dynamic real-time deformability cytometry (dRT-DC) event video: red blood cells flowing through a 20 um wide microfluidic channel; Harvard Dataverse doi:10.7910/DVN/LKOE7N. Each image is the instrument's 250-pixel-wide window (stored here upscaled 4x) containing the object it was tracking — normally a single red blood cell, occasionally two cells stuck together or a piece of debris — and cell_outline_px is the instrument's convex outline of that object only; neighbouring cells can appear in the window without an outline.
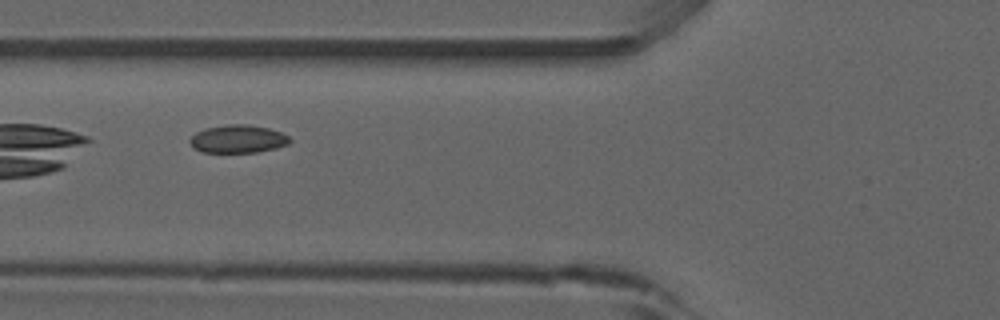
{"species": "common noctule bat (a hibernating species)", "species_latin": "Nyctalus noctula", "temperature_condition": "room temperature", "stored_images_in_passage": 7, "camera_frame_rate_fps": 3000, "um_per_image_px": 0.085, "animal": {"sex": "male", "forearm_length_mm": 52.5}, "frame": {"image": 1, "passage_image": 5, "time_ms": 4.667, "image_size_px": [1000, 320], "cell_outline_px": [[292, 140], [288, 144], [276, 148], [256, 152], [200, 152], [192, 148], [188, 140], [196, 132], [204, 128], [228, 124], [248, 124], [268, 128], [280, 132], [288, 136]], "centroid_in_image_um": [20.19, 11.81], "position_along_channel_um": 105.6, "area_um2": 16.42}}
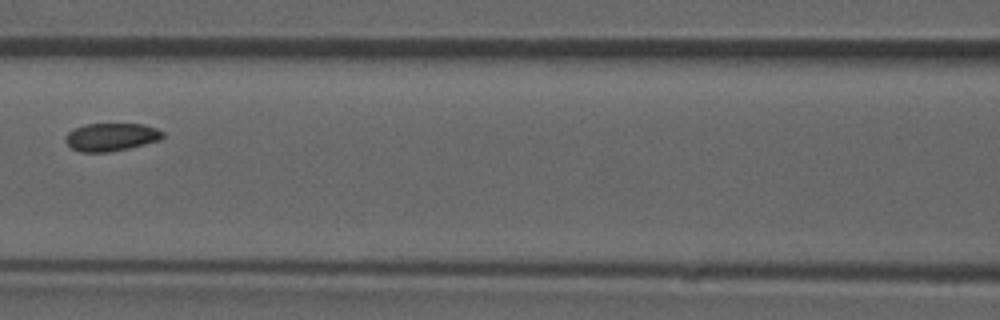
{"frame": {"image": 2, "passage_image": 6, "time_ms": 6.0, "image_size_px": [1000, 320], "cell_outline_px": [[164, 136], [160, 140], [128, 148], [108, 152], [80, 152], [72, 148], [64, 140], [64, 136], [68, 132], [84, 124], [144, 124], [156, 128], [164, 132]], "centroid_in_image_um": [9.44, 11.64], "position_along_channel_um": 157.2, "area_um2": 15.84}}